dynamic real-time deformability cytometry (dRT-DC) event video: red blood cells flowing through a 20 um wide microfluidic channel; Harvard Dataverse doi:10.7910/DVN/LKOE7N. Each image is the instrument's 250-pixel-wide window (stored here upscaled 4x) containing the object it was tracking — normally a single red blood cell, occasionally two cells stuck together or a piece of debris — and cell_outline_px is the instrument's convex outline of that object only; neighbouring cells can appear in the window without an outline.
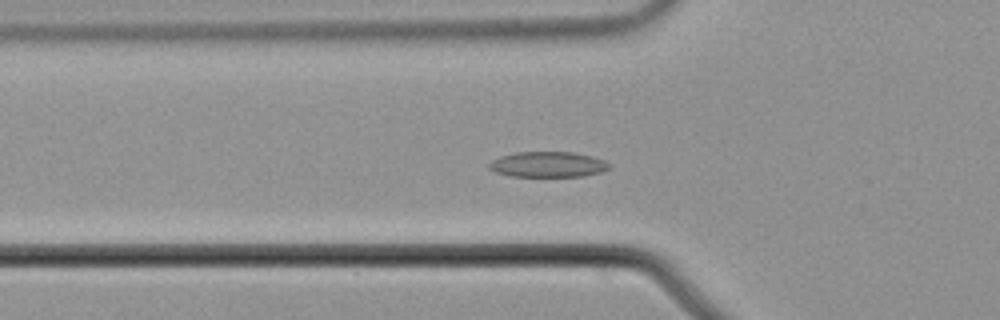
{"species": "common noctule bat (a hibernating species)", "species_latin": "Nyctalus noctula", "temperature_condition": "cold", "stored_images_in_passage": 44, "camera_frame_rate_fps": 3000, "um_per_image_px": 0.085, "animal": {"sex": "male", "body_mass_g": 21.5, "forearm_length_mm": 52.0}, "frame": {"image": 1, "passage_image": 11, "time_ms": 3.333, "image_size_px": [1000, 320], "cell_outline_px": [[612, 168], [600, 172], [584, 176], [508, 176], [496, 172], [488, 168], [488, 164], [492, 160], [500, 156], [516, 152], [572, 152], [592, 156], [604, 160], [612, 164]], "centroid_in_image_um": [46.59, 13.97], "position_along_channel_um": 79.2, "area_um2": 17.98}}
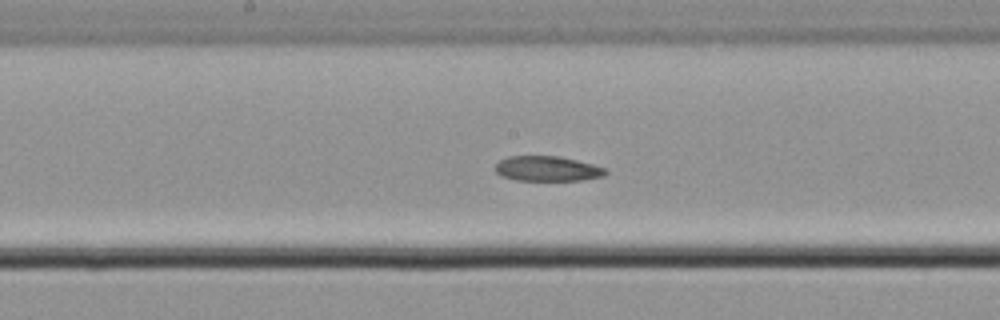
{"frame": {"image": 2, "passage_image": 21, "time_ms": 6.667, "image_size_px": [1000, 320], "cell_outline_px": [[608, 172], [604, 176], [584, 180], [516, 180], [500, 176], [496, 172], [496, 164], [500, 160], [508, 156], [560, 156], [592, 164], [604, 168]], "centroid_in_image_um": [46.52, 14.34], "position_along_channel_um": 201.7, "area_um2": 16.07}}
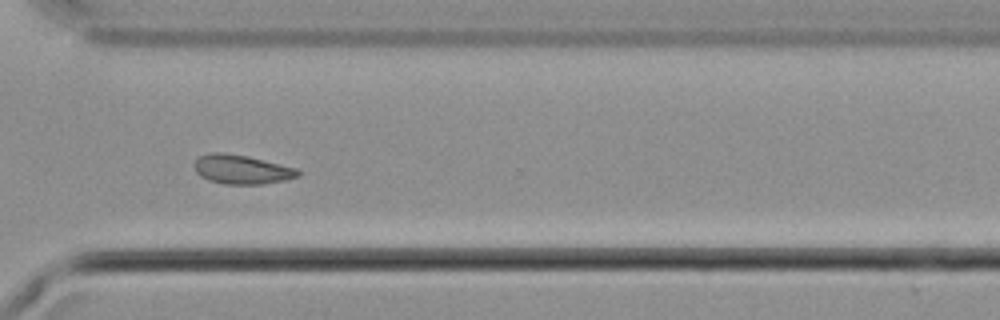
{"frame": {"image": 3, "passage_image": 33, "time_ms": 10.667, "image_size_px": [1000, 320], "cell_outline_px": [[300, 176], [284, 180], [260, 184], [224, 184], [208, 180], [200, 176], [196, 172], [192, 164], [200, 156], [208, 152], [224, 152], [248, 156], [296, 168], [300, 172]], "centroid_in_image_um": [20.5, 14.39], "position_along_channel_um": 350.1, "area_um2": 17.69}, "authors_computed_cell_mechanics": {"area_um2": 16.9643, "velocity_mm_per_s": 3.6863, "shape_relaxation_time_tau1_ms": null, "shape_relaxation_time_tau2_ms": 6.2402, "deformation_change_tau1": null, "deformation_change_tau2": 0.0975}}